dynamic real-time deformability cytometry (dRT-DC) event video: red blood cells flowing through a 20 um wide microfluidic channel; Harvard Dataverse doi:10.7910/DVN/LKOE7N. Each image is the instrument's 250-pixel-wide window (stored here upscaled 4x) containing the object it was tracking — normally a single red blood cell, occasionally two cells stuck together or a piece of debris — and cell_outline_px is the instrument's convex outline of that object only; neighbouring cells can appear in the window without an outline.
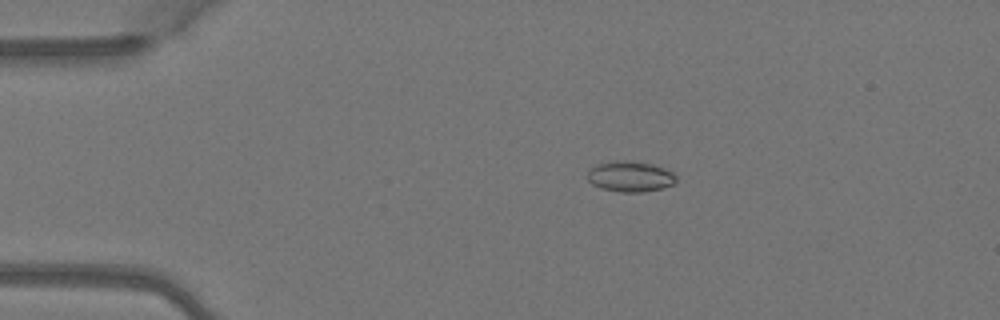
{"species": "Egyptian fruit bat (a non-hibernating species)", "species_latin": "Rousettus aegyptiacus", "temperature_condition": "warm", "stored_images_in_passage": 6, "camera_frame_rate_fps": 3000, "um_per_image_px": 0.085, "animal": {"sex": "female"}, "frame": {"image": 1, "passage_image": 3, "time_ms": 0.667, "image_size_px": [1000, 320], "cell_outline_px": [[676, 180], [672, 184], [664, 188], [644, 192], [620, 192], [600, 188], [592, 184], [588, 180], [588, 168], [596, 164], [616, 160], [652, 164], [664, 168], [672, 172], [676, 176]], "centroid_in_image_um": [53.54, 15.01], "position_along_channel_um": 31.5, "area_um2": 15.84}}
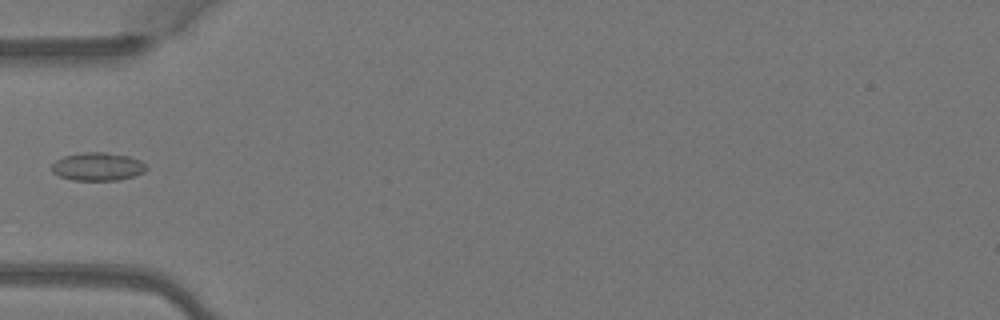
{"frame": {"image": 2, "passage_image": 5, "time_ms": 1.333, "image_size_px": [1000, 320], "cell_outline_px": [[148, 168], [144, 172], [120, 180], [72, 180], [60, 176], [52, 172], [52, 164], [56, 160], [64, 156], [84, 152], [104, 152], [128, 156], [140, 160]], "centroid_in_image_um": [8.3, 14.16], "position_along_channel_um": 76.7, "area_um2": 15.43}}
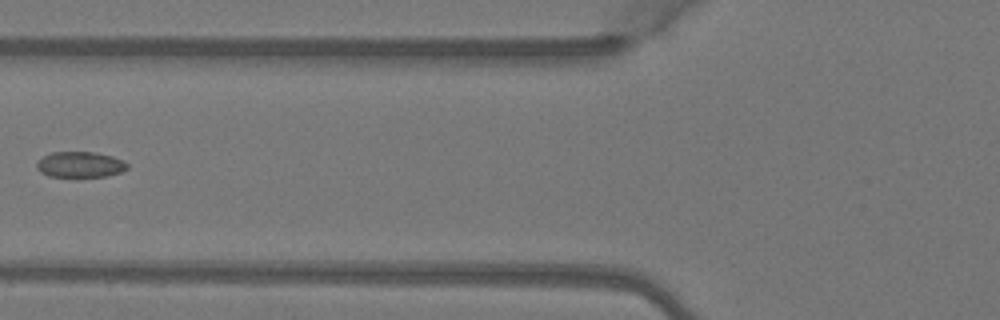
{"frame": {"image": 3, "passage_image": 6, "time_ms": 1.667, "image_size_px": [1000, 320], "cell_outline_px": [[128, 168], [120, 172], [108, 176], [76, 180], [48, 176], [40, 172], [36, 168], [36, 164], [44, 156], [52, 152], [96, 152], [112, 156], [124, 160], [128, 164]], "centroid_in_image_um": [6.82, 14.04], "position_along_channel_um": 119.0, "area_um2": 14.39}}